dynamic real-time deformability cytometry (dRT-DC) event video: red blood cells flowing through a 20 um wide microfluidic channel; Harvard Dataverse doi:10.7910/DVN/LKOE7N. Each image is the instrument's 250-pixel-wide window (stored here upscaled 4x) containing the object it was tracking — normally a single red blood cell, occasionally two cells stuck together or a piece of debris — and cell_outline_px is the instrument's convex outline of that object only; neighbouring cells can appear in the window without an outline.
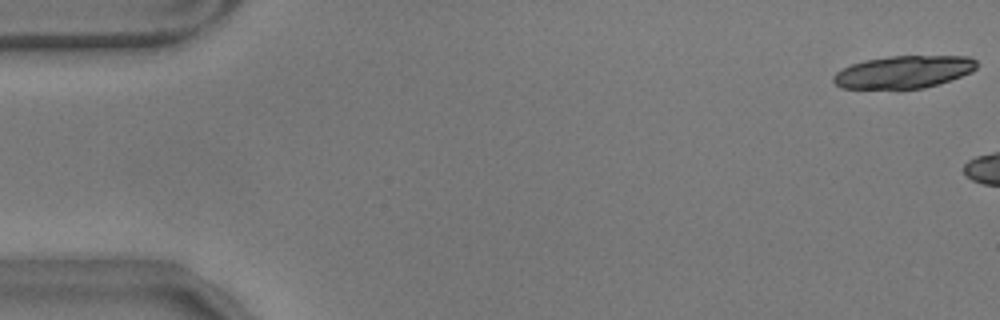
{"species": "common noctule bat (a hibernating species)", "species_latin": "Nyctalus noctula", "temperature_condition": "warm", "stored_images_in_passage": 7, "camera_frame_rate_fps": 3000, "um_per_image_px": 0.085, "animal": {"sex": "male", "body_mass_g": 17.9}, "frame": {"image": 1, "passage_image": 1, "time_ms": 0.0, "image_size_px": [1000, 320], "cell_outline_px": [[976, 68], [972, 72], [924, 88], [896, 92], [840, 88], [832, 80], [832, 76], [836, 72], [852, 64], [864, 60], [888, 56], [968, 56], [976, 60]], "centroid_in_image_um": [76.73, 6.17], "position_along_channel_um": 8.3, "area_um2": 28.09}}